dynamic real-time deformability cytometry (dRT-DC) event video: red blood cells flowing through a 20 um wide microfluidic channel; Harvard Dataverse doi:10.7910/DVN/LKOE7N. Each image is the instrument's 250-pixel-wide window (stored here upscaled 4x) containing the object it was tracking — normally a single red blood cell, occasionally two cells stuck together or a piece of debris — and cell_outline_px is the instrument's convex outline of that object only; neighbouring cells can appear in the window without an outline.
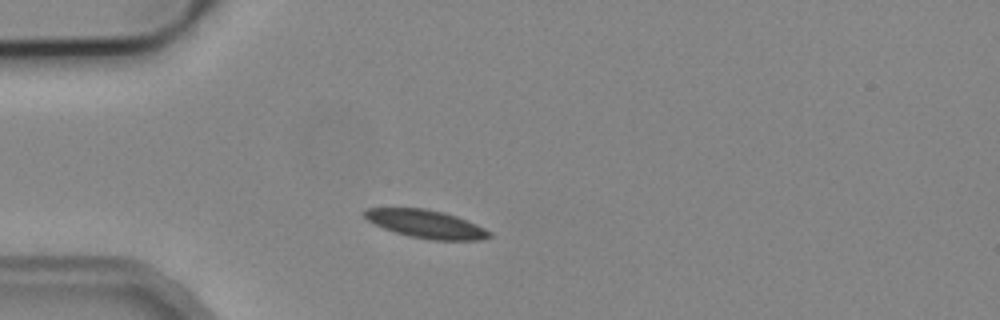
{"species": "common noctule bat (a hibernating species)", "species_latin": "Nyctalus noctula", "temperature_condition": "cold", "stored_images_in_passage": 3, "camera_frame_rate_fps": 3000, "um_per_image_px": 0.085, "animal": {"sex": "male", "body_mass_g": 19.2, "forearm_length_mm": 51.8}, "frame": {"image": 1, "passage_image": 2, "time_ms": 1.333, "image_size_px": [1000, 320], "cell_outline_px": [[492, 236], [480, 240], [432, 240], [408, 236], [384, 228], [368, 220], [360, 212], [364, 208], [424, 208], [444, 212], [468, 220], [492, 232]], "centroid_in_image_um": [36.21, 19.03], "position_along_channel_um": 48.8, "area_um2": 20.52}}